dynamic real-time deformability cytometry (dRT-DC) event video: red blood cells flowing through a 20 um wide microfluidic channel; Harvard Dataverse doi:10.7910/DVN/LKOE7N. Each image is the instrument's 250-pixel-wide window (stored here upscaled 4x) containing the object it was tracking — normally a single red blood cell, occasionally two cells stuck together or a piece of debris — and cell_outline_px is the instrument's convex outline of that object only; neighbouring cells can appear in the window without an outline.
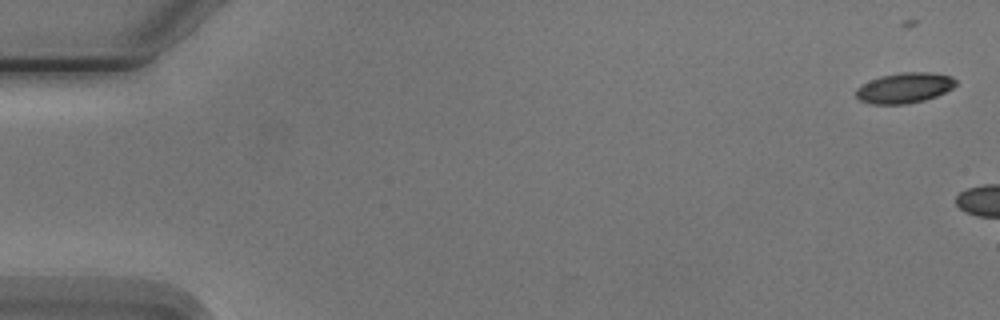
{"species": "Egyptian fruit bat (a non-hibernating species)", "species_latin": "Rousettus aegyptiacus", "temperature_condition": "cold", "stored_images_in_passage": 3, "camera_frame_rate_fps": 3000, "um_per_image_px": 0.085, "animal": {"sex": "male"}, "frame": {"image": 1, "passage_image": 1, "time_ms": 0.0, "image_size_px": [1000, 320], "cell_outline_px": [[956, 84], [952, 88], [936, 96], [924, 100], [908, 104], [872, 104], [860, 100], [856, 96], [856, 88], [880, 76], [900, 72], [932, 72], [952, 76], [956, 80]], "centroid_in_image_um": [76.9, 7.46], "position_along_channel_um": 8.1, "area_um2": 17.63}}